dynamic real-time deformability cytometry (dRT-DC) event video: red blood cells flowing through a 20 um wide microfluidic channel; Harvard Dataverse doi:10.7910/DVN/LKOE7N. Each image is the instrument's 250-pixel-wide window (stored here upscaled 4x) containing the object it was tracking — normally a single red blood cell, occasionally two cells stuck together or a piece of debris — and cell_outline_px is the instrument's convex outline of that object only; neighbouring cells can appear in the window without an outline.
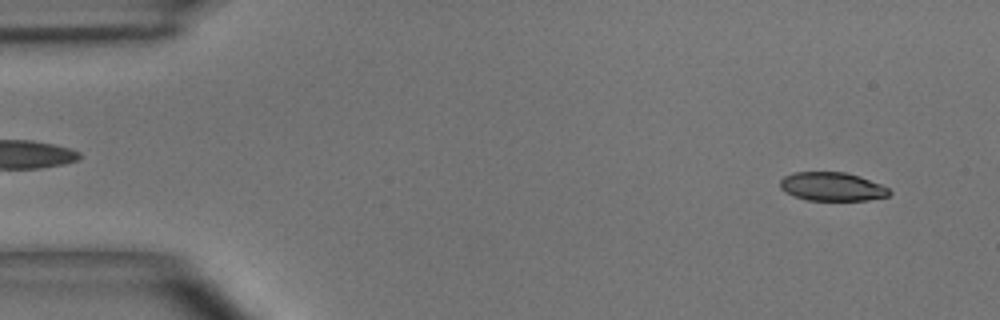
{"species": "common noctule bat (a hibernating species)", "species_latin": "Nyctalus noctula", "temperature_condition": "room temperature", "stored_images_in_passage": 46, "camera_frame_rate_fps": 3000, "um_per_image_px": 0.085, "animal": {"sex": "male", "body_mass_g": 15.6}, "frame": {"image": 1, "passage_image": 3, "time_ms": 0.667, "image_size_px": [1000, 320], "cell_outline_px": [[892, 192], [888, 196], [868, 200], [808, 200], [784, 192], [780, 188], [780, 180], [784, 176], [796, 172], [844, 172], [860, 176], [880, 184], [888, 188]], "centroid_in_image_um": [70.73, 15.86], "position_along_channel_um": 14.3, "area_um2": 18.15}}
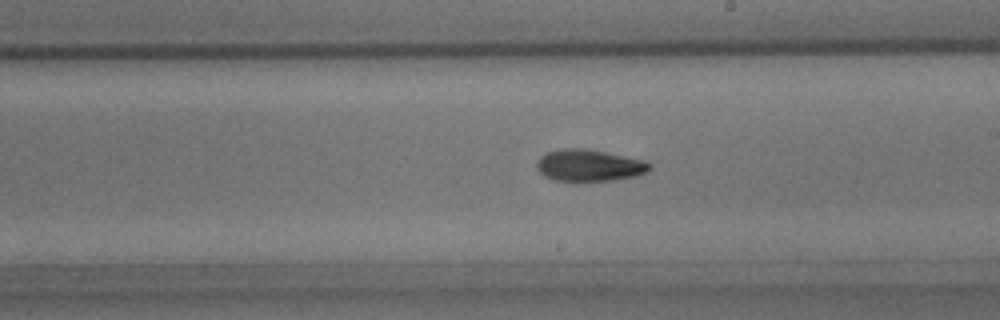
{"frame": {"image": 2, "passage_image": 28, "time_ms": 9.0, "image_size_px": [1000, 320], "cell_outline_px": [[652, 168], [648, 172], [636, 176], [612, 180], [556, 180], [544, 176], [536, 168], [536, 164], [540, 156], [548, 152], [560, 148], [588, 148], [644, 160], [652, 164]], "centroid_in_image_um": [50.1, 14.04], "position_along_channel_um": 238.9, "area_um2": 20.92}}
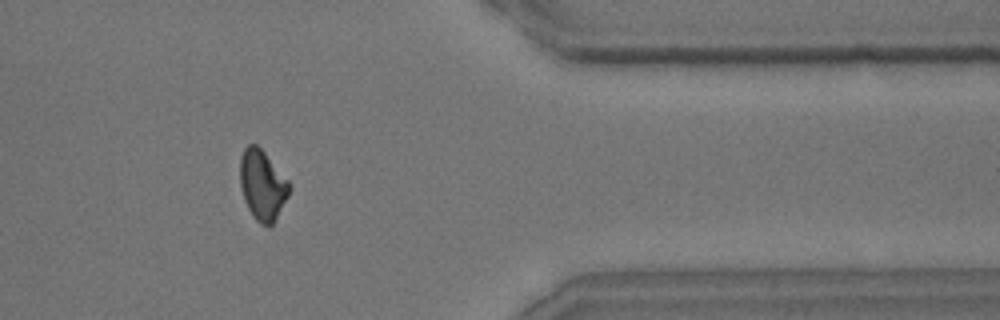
{"frame": {"image": 3, "passage_image": 41, "time_ms": 13.333, "image_size_px": [1000, 320], "cell_outline_px": [[292, 188], [276, 220], [272, 224], [260, 224], [252, 216], [244, 200], [240, 184], [240, 156], [244, 148], [248, 144], [256, 144], [264, 152], [292, 184]], "centroid_in_image_um": [22.31, 15.73], "position_along_channel_um": 389.1, "area_um2": 20.23}}